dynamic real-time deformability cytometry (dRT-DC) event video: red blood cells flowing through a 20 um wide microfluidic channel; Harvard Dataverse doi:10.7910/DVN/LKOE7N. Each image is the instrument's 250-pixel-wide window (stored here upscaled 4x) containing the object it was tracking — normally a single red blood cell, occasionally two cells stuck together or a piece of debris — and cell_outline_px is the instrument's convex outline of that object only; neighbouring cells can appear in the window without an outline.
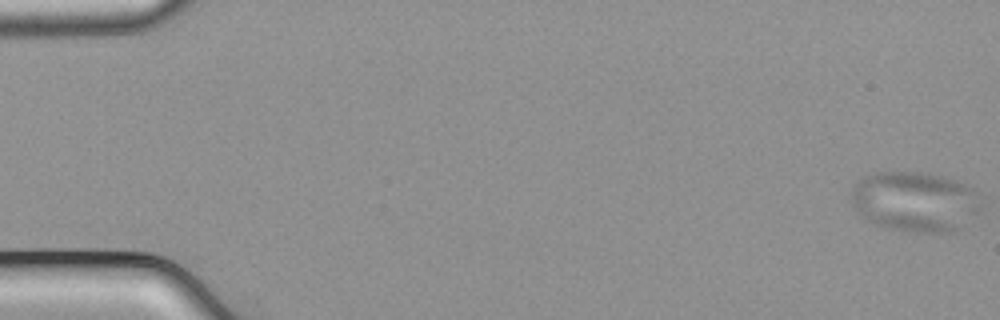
{"species": "common noctule bat (a hibernating species)", "species_latin": "Nyctalus noctula", "temperature_condition": "cold", "stored_images_in_passage": 18, "camera_frame_rate_fps": 3000, "um_per_image_px": 0.085, "animal": {"sex": "male", "body_mass_g": 21.5, "forearm_length_mm": 52.0}, "frame": {"image": 1, "passage_image": 1, "time_ms": 0.0, "image_size_px": [1000, 320], "cell_outline_px": [[980, 208], [956, 232], [900, 232], [880, 228], [864, 220], [860, 216], [852, 204], [852, 192], [856, 184], [864, 176], [876, 172], [928, 172], [956, 180], [972, 188], [976, 192]], "centroid_in_image_um": [77.72, 17.16], "position_along_channel_um": 7.3, "area_um2": 45.89}}